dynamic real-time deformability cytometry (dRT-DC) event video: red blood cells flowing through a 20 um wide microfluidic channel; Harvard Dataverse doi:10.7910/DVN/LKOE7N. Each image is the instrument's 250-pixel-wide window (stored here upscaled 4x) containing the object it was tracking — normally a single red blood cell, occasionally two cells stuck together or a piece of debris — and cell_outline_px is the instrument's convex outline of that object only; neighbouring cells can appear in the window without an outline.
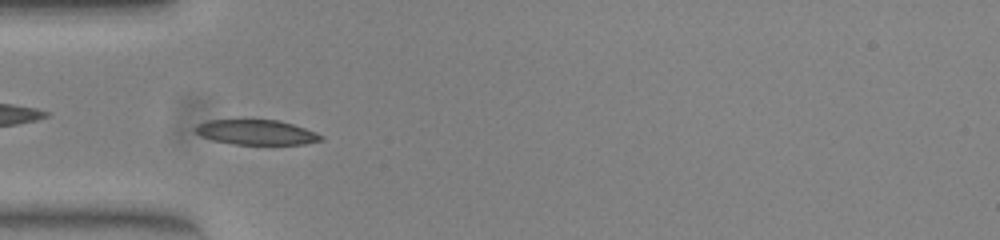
{"species": "common noctule bat (a hibernating species)", "species_latin": "Nyctalus noctula", "temperature_condition": "warm", "stored_images_in_passage": 48, "camera_frame_rate_fps": 3000, "um_per_image_px": 0.085, "animal": {"sex": "female", "body_mass_g": 23.0, "forearm_length_mm": 53.4}, "frame": {"image": 1, "passage_image": 12, "time_ms": 3.667, "image_size_px": [1000, 240], "cell_outline_px": [[324, 140], [304, 144], [232, 144], [212, 140], [200, 136], [192, 128], [196, 124], [208, 120], [280, 120], [316, 132], [324, 136]], "centroid_in_image_um": [21.76, 11.24], "position_along_channel_um": 63.2, "area_um2": 18.38}}
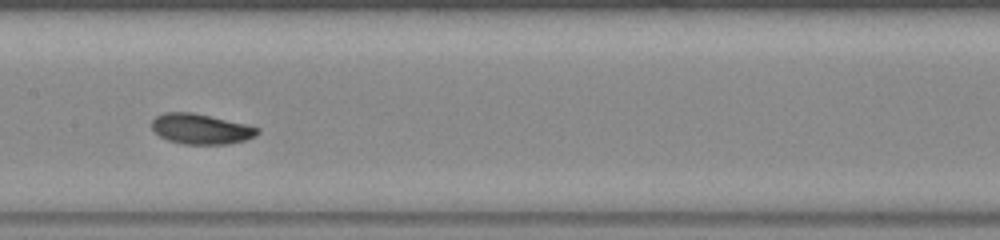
{"frame": {"image": 2, "passage_image": 22, "time_ms": 7.0, "image_size_px": [1000, 240], "cell_outline_px": [[260, 132], [256, 136], [244, 140], [228, 144], [184, 144], [168, 140], [160, 136], [152, 128], [152, 120], [156, 116], [164, 112], [192, 112], [244, 124], [260, 128]], "centroid_in_image_um": [17.07, 10.96], "position_along_channel_um": 190.3, "area_um2": 18.5}}
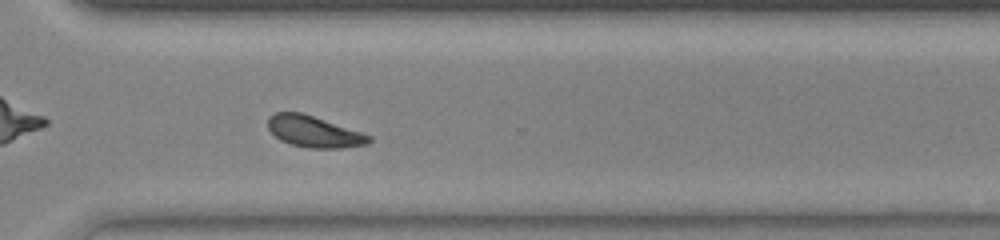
{"frame": {"image": 3, "passage_image": 34, "time_ms": 11.0, "image_size_px": [1000, 240], "cell_outline_px": [[372, 140], [368, 144], [344, 148], [308, 148], [288, 144], [280, 140], [268, 128], [268, 116], [276, 112], [300, 112], [372, 136]], "centroid_in_image_um": [26.67, 11.2], "position_along_channel_um": 343.9, "area_um2": 18.32}, "authors_computed_cell_mechanics": {"area_um2": 18.3804, "velocity_mm_per_s": 3.8402, "shape_relaxation_time_tau1_ms": 1.7026, "shape_relaxation_time_tau2_ms": 5.8781, "deformation_change_tau1": 0.1062, "deformation_change_tau2": 0.1151}}